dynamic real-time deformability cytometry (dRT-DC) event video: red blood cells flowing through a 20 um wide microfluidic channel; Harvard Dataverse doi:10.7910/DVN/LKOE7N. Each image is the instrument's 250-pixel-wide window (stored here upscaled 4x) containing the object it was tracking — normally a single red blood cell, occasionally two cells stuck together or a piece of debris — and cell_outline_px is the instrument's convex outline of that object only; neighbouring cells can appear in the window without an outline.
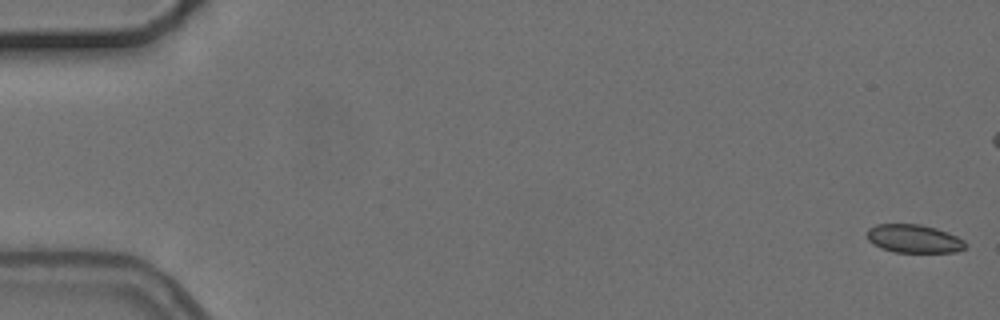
{"species": "common noctule bat (a hibernating species)", "species_latin": "Nyctalus noctula", "temperature_condition": "cold", "stored_images_in_passage": 6, "camera_frame_rate_fps": 3000, "um_per_image_px": 0.085, "animal": {"sex": "female", "body_mass_g": 24.6, "forearm_length_mm": 56.2}, "frame": {"image": 1, "passage_image": 1, "time_ms": 0.0, "image_size_px": [1000, 320], "cell_outline_px": [[968, 244], [964, 248], [956, 252], [896, 252], [880, 248], [872, 244], [868, 240], [868, 228], [876, 224], [920, 224], [936, 228], [948, 232], [964, 240]], "centroid_in_image_um": [77.68, 20.29], "position_along_channel_um": 7.3, "area_um2": 16.3}}